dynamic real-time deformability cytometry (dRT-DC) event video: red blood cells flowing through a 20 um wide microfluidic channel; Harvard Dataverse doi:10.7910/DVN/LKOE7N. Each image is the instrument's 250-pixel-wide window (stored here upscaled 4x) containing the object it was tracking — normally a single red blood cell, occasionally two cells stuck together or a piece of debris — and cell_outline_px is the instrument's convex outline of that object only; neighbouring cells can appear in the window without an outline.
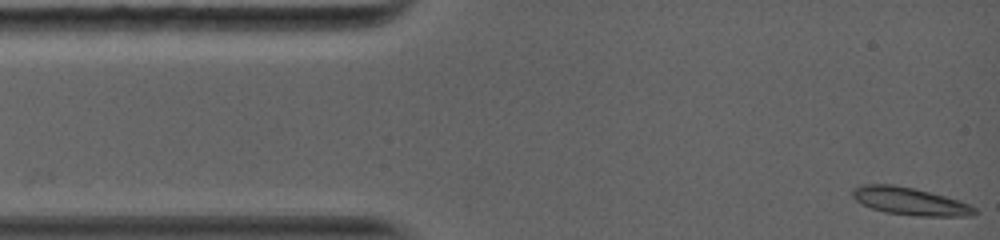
{"species": "common noctule bat (a hibernating species)", "species_latin": "Nyctalus noctula", "temperature_condition": "warm", "stored_images_in_passage": 64, "camera_frame_rate_fps": 5000, "um_per_image_px": 0.085, "animal": {"sex": "female", "body_mass_g": 19.0, "forearm_length_mm": 56.7}, "frame": {"image": 1, "passage_image": 1, "time_ms": 0.0, "image_size_px": [1000, 240], "cell_outline_px": [[976, 212], [972, 216], [916, 216], [884, 212], [860, 204], [852, 196], [852, 188], [864, 184], [892, 184], [916, 188], [960, 200], [976, 208]], "centroid_in_image_um": [77.33, 17.1], "position_along_channel_um": 7.7, "area_um2": 19.83}}
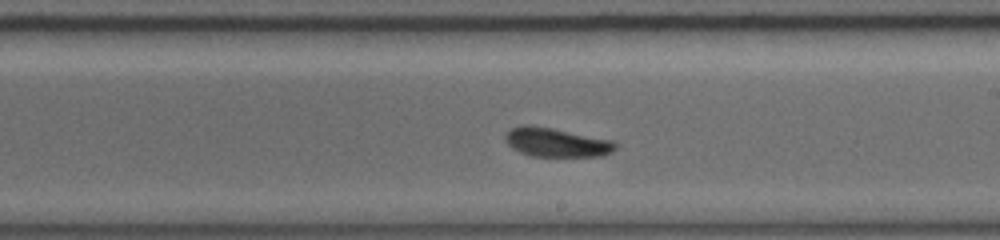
{"frame": {"image": 2, "passage_image": 33, "time_ms": 7.6, "image_size_px": [1000, 240], "cell_outline_px": [[616, 148], [612, 152], [600, 156], [532, 156], [520, 152], [512, 148], [504, 140], [504, 136], [512, 128], [520, 124], [532, 124], [616, 140]], "centroid_in_image_um": [47.3, 12.08], "position_along_channel_um": 241.7, "area_um2": 18.9}}
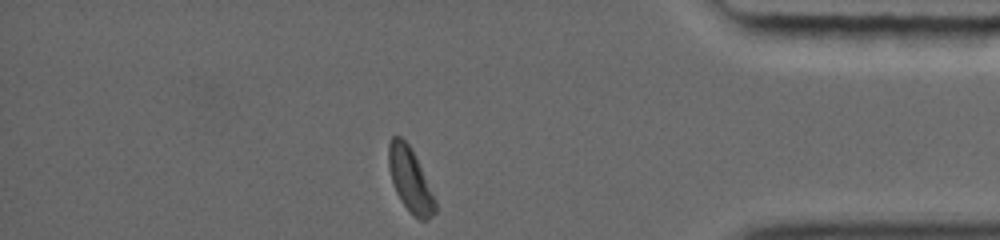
{"frame": {"image": 3, "passage_image": 64, "time_ms": 12.2, "image_size_px": [1000, 240], "cell_outline_px": [[436, 212], [428, 220], [420, 220], [400, 200], [396, 192], [388, 168], [388, 144], [392, 136], [400, 136], [412, 148], [436, 200]], "centroid_in_image_um": [34.86, 15.26], "position_along_channel_um": 400.3, "area_um2": 17.22}, "authors_computed_cell_mechanics": {"area_um2": 18.6116, "velocity_mm_per_s": 4.0539, "shape_relaxation_time_tau1_ms": 8.0774, "shape_relaxation_time_tau2_ms": 2.6709, "deformation_change_tau1": 0.2013, "deformation_change_tau2": 0.0718}}